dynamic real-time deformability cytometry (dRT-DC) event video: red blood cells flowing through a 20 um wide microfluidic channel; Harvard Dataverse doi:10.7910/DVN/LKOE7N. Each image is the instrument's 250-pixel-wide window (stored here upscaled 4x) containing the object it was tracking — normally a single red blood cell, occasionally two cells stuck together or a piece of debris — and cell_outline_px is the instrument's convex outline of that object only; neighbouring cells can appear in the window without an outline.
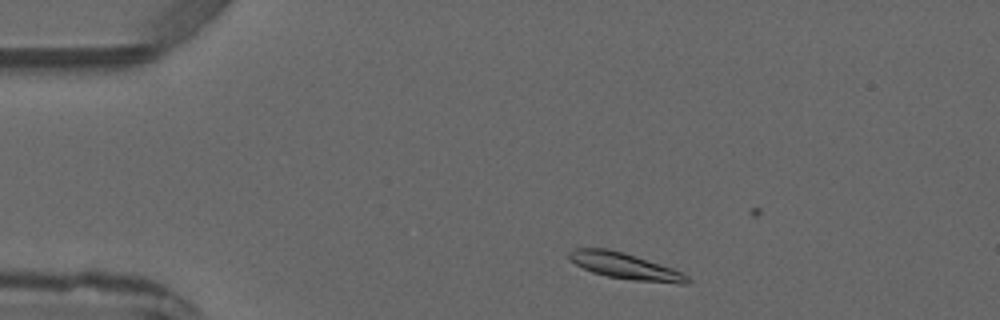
{"species": "common noctule bat (a hibernating species)", "species_latin": "Nyctalus noctula", "temperature_condition": "warm", "stored_images_in_passage": 4, "camera_frame_rate_fps": 3000, "um_per_image_px": 0.085, "animal": {"sex": "male", "forearm_length_mm": 52.5}, "frame": {"image": 1, "passage_image": 1, "time_ms": 0.0, "image_size_px": [1000, 320], "cell_outline_px": [[692, 280], [688, 284], [680, 284], [632, 280], [608, 276], [592, 272], [568, 260], [568, 252], [576, 248], [604, 248], [624, 252], [672, 268], [688, 276]], "centroid_in_image_um": [53.14, 22.62], "position_along_channel_um": 31.9, "area_um2": 17.98}}